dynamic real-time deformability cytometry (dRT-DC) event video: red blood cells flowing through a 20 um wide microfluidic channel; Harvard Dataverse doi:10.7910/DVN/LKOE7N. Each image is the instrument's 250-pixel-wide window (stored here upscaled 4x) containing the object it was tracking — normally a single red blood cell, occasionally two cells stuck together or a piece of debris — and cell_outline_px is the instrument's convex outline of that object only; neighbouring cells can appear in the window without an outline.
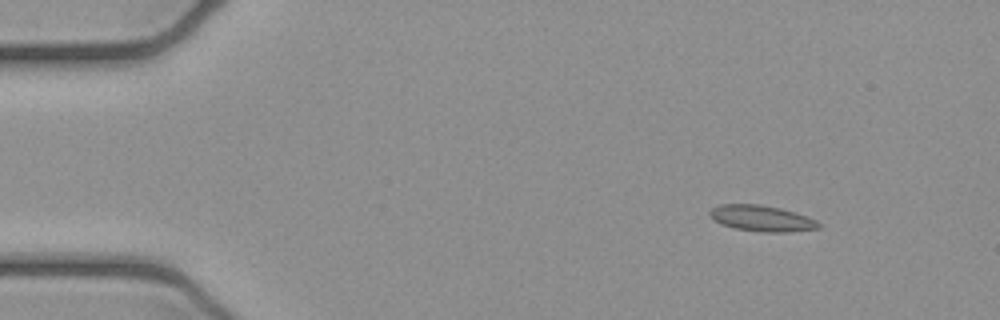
{"species": "common noctule bat (a hibernating species)", "species_latin": "Nyctalus noctula", "temperature_condition": "cold", "stored_images_in_passage": 6, "camera_frame_rate_fps": 3000, "um_per_image_px": 0.085, "animal": {"sex": "female", "body_mass_g": 21.9}, "frame": {"image": 1, "passage_image": 1, "time_ms": 0.0, "image_size_px": [1000, 320], "cell_outline_px": [[820, 228], [788, 232], [764, 232], [736, 228], [720, 224], [712, 220], [708, 216], [708, 212], [712, 208], [720, 204], [760, 204], [780, 208], [796, 212], [808, 216], [816, 220], [820, 224]], "centroid_in_image_um": [64.72, 18.55], "position_along_channel_um": 20.3, "area_um2": 16.65}}
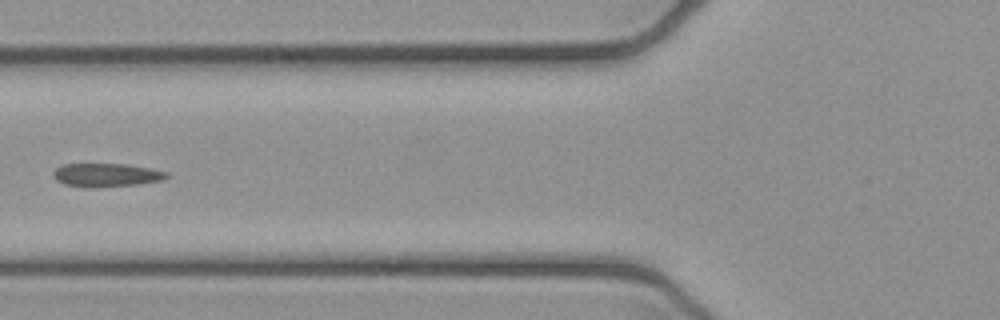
{"frame": {"image": 2, "passage_image": 5, "time_ms": 1.333, "image_size_px": [1000, 320], "cell_outline_px": [[168, 176], [164, 180], [140, 184], [88, 188], [84, 188], [64, 184], [56, 180], [52, 176], [52, 172], [60, 164], [128, 164], [152, 168], [168, 172]], "centroid_in_image_um": [9.03, 14.88], "position_along_channel_um": 116.8, "area_um2": 15.84}}
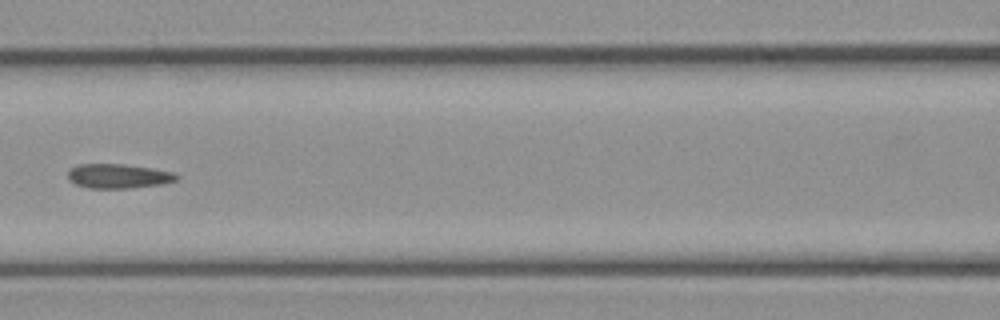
{"frame": {"image": 3, "passage_image": 6, "time_ms": 1.667, "image_size_px": [1000, 320], "cell_outline_px": [[180, 176], [176, 180], [160, 184], [128, 188], [88, 188], [76, 184], [68, 180], [68, 172], [72, 168], [80, 164], [124, 164], [152, 168], [172, 172]], "centroid_in_image_um": [10.04, 14.96], "position_along_channel_um": 156.6, "area_um2": 15.32}}